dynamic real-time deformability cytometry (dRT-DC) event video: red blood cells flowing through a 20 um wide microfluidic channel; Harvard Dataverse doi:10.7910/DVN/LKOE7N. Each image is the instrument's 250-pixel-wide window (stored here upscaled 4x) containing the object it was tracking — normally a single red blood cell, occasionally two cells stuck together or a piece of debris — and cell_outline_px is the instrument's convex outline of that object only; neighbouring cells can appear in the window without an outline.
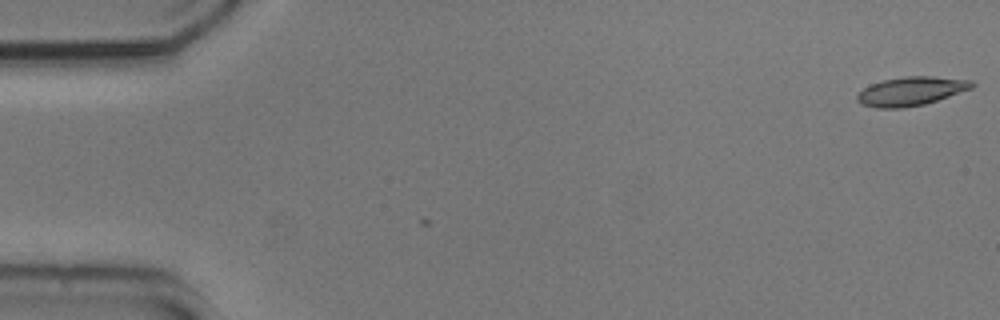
{"species": "common noctule bat (a hibernating species)", "species_latin": "Nyctalus noctula", "temperature_condition": "cold", "stored_images_in_passage": 54, "camera_frame_rate_fps": 3000, "um_per_image_px": 0.085, "animal": {"sex": "male", "body_mass_g": 20.5, "forearm_length_mm": 52.5}, "frame": {"image": 1, "passage_image": 1, "time_ms": 0.0, "image_size_px": [1000, 320], "cell_outline_px": [[976, 84], [972, 88], [924, 104], [900, 108], [876, 108], [860, 104], [856, 100], [856, 96], [864, 88], [872, 84], [884, 80], [908, 76], [932, 76], [972, 80]], "centroid_in_image_um": [77.43, 7.75], "position_along_channel_um": 7.6, "area_um2": 19.07}}
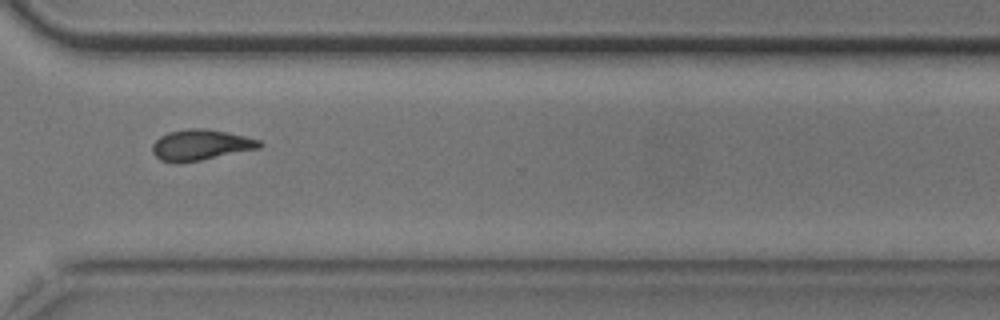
{"frame": {"image": 2, "passage_image": 40, "time_ms": 13.0, "image_size_px": [1000, 320], "cell_outline_px": [[264, 144], [260, 148], [200, 160], [176, 164], [160, 160], [152, 152], [152, 144], [160, 136], [168, 132], [188, 128], [204, 128], [228, 132], [260, 140]], "centroid_in_image_um": [17.04, 12.32], "position_along_channel_um": 353.6, "area_um2": 19.31}}
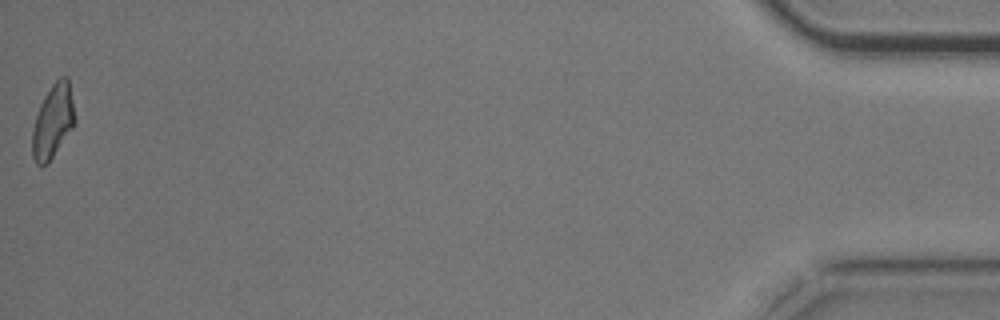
{"frame": {"image": 3, "passage_image": 54, "time_ms": 17.667, "image_size_px": [1000, 320], "cell_outline_px": [[76, 124], [48, 164], [36, 164], [32, 156], [32, 128], [40, 104], [44, 96], [52, 84], [60, 76], [64, 76], [68, 80], [76, 120]], "centroid_in_image_um": [4.5, 10.34], "position_along_channel_um": 430.7, "area_um2": 18.32}, "authors_computed_cell_mechanics": {"area_um2": 19.1029, "velocity_mm_per_s": 3.7375, "shape_relaxation_time_tau1_ms": 3.2371, "shape_relaxation_time_tau2_ms": 4.0306, "deformation_change_tau1": 0.1239, "deformation_change_tau2": 0.1142}}